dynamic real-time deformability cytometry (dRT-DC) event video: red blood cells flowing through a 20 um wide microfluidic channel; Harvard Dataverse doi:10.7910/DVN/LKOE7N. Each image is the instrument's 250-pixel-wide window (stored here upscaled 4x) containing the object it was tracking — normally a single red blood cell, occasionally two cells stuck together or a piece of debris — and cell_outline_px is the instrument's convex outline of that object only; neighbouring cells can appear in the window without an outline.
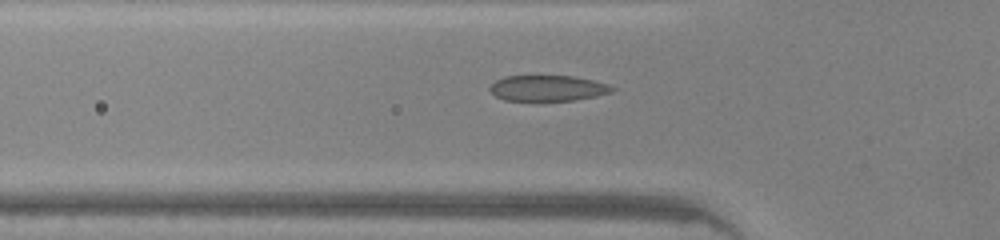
{"species": "common noctule bat (a hibernating species)", "species_latin": "Nyctalus noctula", "temperature_condition": "warm", "stored_images_in_passage": 34, "camera_frame_rate_fps": 3000, "um_per_image_px": 0.085, "animal": {"sex": "male", "body_mass_g": 20.0, "forearm_length_mm": 53.3}, "frame": {"image": 1, "passage_image": 7, "time_ms": 2.0, "image_size_px": [1000, 240], "cell_outline_px": [[616, 88], [612, 92], [596, 96], [572, 100], [504, 100], [496, 96], [488, 88], [496, 80], [504, 76], [576, 76], [608, 84]], "centroid_in_image_um": [46.57, 7.48], "position_along_channel_um": 79.2, "area_um2": 18.21}}
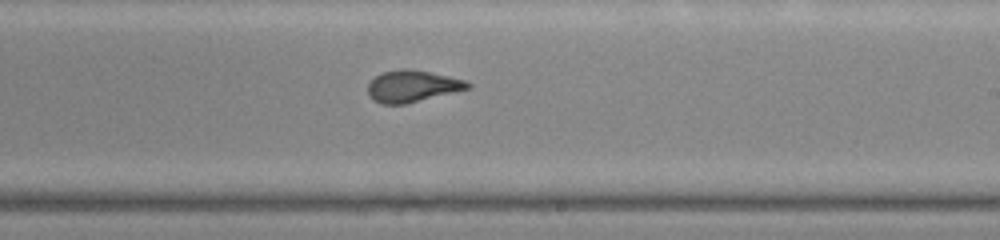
{"frame": {"image": 2, "passage_image": 19, "time_ms": 6.0, "image_size_px": [1000, 240], "cell_outline_px": [[472, 88], [404, 104], [380, 104], [372, 100], [368, 96], [368, 84], [376, 76], [384, 72], [400, 68], [412, 68], [468, 80], [472, 84]], "centroid_in_image_um": [35.07, 7.32], "position_along_channel_um": 253.9, "area_um2": 18.73}}
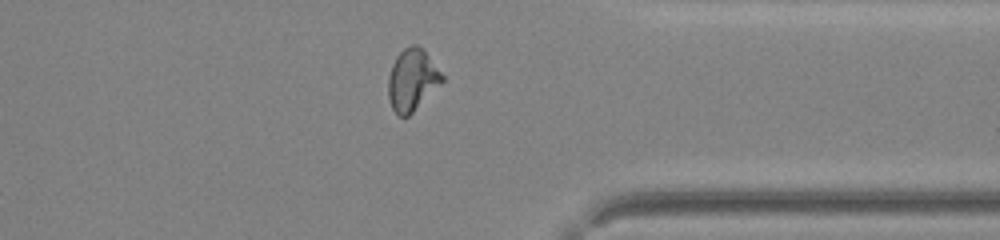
{"frame": {"image": 3, "passage_image": 28, "time_ms": 9.0, "image_size_px": [1000, 240], "cell_outline_px": [[444, 80], [408, 116], [400, 116], [392, 108], [388, 96], [388, 76], [392, 64], [396, 56], [404, 48], [412, 44], [416, 44], [424, 52], [444, 76]], "centroid_in_image_um": [35.0, 6.78], "position_along_channel_um": 376.4, "area_um2": 18.9}, "authors_computed_cell_mechanics": {"area_um2": 18.6983, "velocity_mm_per_s": 4.3629, "shape_relaxation_time_tau1_ms": 4.3748, "shape_relaxation_time_tau2_ms": 0.7762, "deformation_change_tau1": 0.1891, "deformation_change_tau2": 0.0739}}